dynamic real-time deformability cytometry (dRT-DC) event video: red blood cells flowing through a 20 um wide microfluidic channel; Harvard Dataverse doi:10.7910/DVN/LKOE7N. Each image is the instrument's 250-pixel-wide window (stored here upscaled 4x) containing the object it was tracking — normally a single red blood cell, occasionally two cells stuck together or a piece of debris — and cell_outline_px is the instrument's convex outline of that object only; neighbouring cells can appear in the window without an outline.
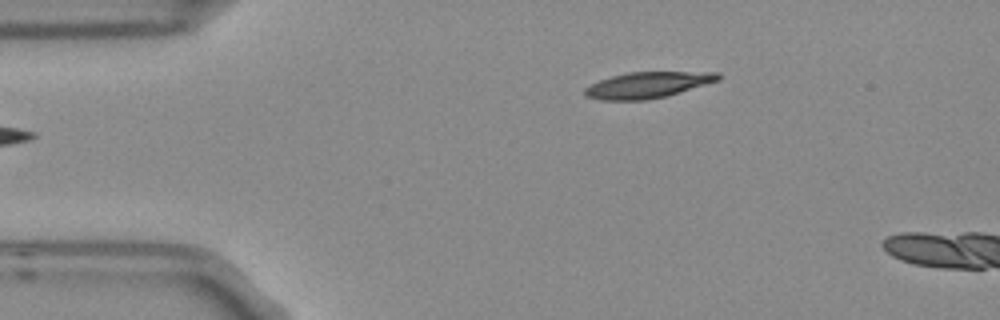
{"species": "Egyptian fruit bat (a non-hibernating species)", "species_latin": "Rousettus aegyptiacus", "temperature_condition": "room temperature", "stored_images_in_passage": 3, "camera_frame_rate_fps": 3000, "um_per_image_px": 0.085, "frame": {"image": 1, "passage_image": 3, "time_ms": 0.667, "image_size_px": [1000, 320], "cell_outline_px": [[720, 80], [664, 96], [644, 100], [604, 100], [584, 96], [584, 88], [600, 80], [612, 76], [628, 72], [720, 72]], "centroid_in_image_um": [55.03, 7.21], "position_along_channel_um": 30.0, "area_um2": 19.94}}